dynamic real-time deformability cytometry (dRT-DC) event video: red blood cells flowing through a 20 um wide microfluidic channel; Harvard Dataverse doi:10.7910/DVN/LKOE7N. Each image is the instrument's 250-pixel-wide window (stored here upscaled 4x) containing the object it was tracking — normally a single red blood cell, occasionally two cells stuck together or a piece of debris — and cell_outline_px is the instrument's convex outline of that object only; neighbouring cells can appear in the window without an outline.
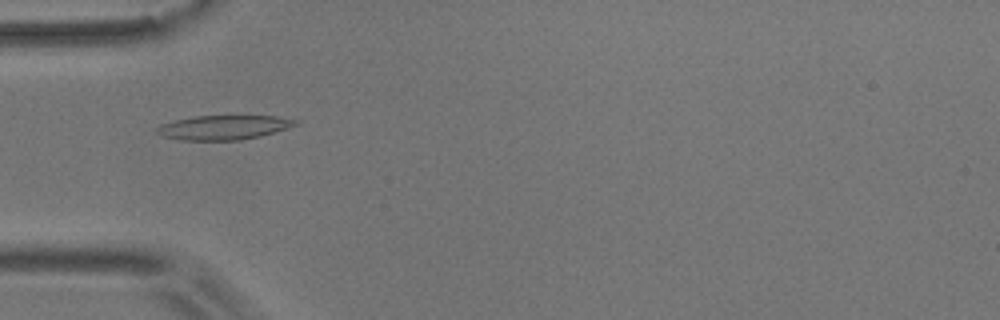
{"species": "common noctule bat (a hibernating species)", "species_latin": "Nyctalus noctula", "temperature_condition": "room temperature", "stored_images_in_passage": 40, "camera_frame_rate_fps": 3000, "um_per_image_px": 0.085, "animal": {"sex": "male", "body_mass_g": 17.9}, "frame": {"image": 1, "passage_image": 2, "time_ms": 0.333, "image_size_px": [1000, 320], "cell_outline_px": [[300, 124], [288, 128], [260, 136], [240, 140], [180, 140], [160, 136], [156, 132], [156, 128], [160, 124], [176, 120], [196, 116], [276, 116], [300, 120]], "centroid_in_image_um": [19.02, 10.83], "position_along_channel_um": 66.0, "area_um2": 19.77}}
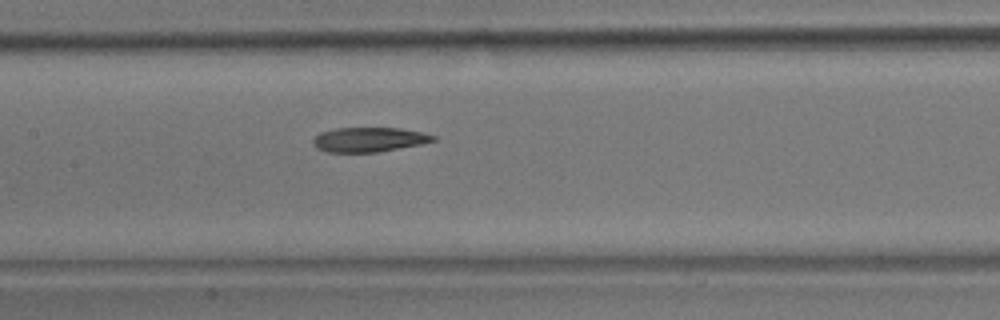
{"frame": {"image": 2, "passage_image": 11, "time_ms": 3.333, "image_size_px": [1000, 320], "cell_outline_px": [[436, 140], [420, 144], [376, 152], [328, 152], [316, 148], [312, 144], [312, 140], [320, 132], [336, 128], [400, 128], [424, 132], [436, 136]], "centroid_in_image_um": [31.35, 11.86], "position_along_channel_um": 176.0, "area_um2": 17.17}}
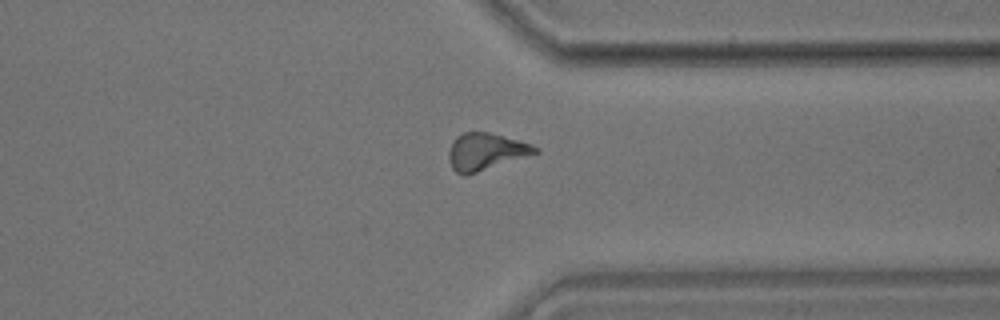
{"frame": {"image": 3, "passage_image": 27, "time_ms": 8.667, "image_size_px": [1000, 320], "cell_outline_px": [[540, 152], [476, 172], [456, 172], [452, 168], [448, 160], [448, 152], [452, 140], [456, 136], [464, 132], [488, 132], [532, 144], [540, 148]], "centroid_in_image_um": [41.29, 12.85], "position_along_channel_um": 370.1, "area_um2": 18.26}, "authors_computed_cell_mechanics": {"area_um2": 18.1203, "velocity_mm_per_s": 3.6627, "shape_relaxation_time_tau1_ms": 11.1969, "shape_relaxation_time_tau2_ms": null, "deformation_change_tau1": 0.2337, "deformation_change_tau2": null}}